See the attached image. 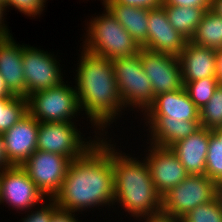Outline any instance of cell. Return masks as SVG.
<instances>
[{"instance_id": "cell-1", "label": "cell", "mask_w": 222, "mask_h": 222, "mask_svg": "<svg viewBox=\"0 0 222 222\" xmlns=\"http://www.w3.org/2000/svg\"><path fill=\"white\" fill-rule=\"evenodd\" d=\"M58 208L90 214L108 210L114 203L111 136H101L81 157L71 161L60 191L53 198ZM107 209V210H106ZM110 211V212H109Z\"/></svg>"}, {"instance_id": "cell-2", "label": "cell", "mask_w": 222, "mask_h": 222, "mask_svg": "<svg viewBox=\"0 0 222 222\" xmlns=\"http://www.w3.org/2000/svg\"><path fill=\"white\" fill-rule=\"evenodd\" d=\"M77 53L78 63L70 73L73 72L74 77L71 79H74L72 82L75 84L80 110L88 122L86 129L90 128V131L98 132L101 136L114 135V138H118L114 132L116 129L118 131L119 124L122 125L120 119L129 113L123 107L111 60L91 54L81 47ZM114 125L116 129L112 131Z\"/></svg>"}, {"instance_id": "cell-3", "label": "cell", "mask_w": 222, "mask_h": 222, "mask_svg": "<svg viewBox=\"0 0 222 222\" xmlns=\"http://www.w3.org/2000/svg\"><path fill=\"white\" fill-rule=\"evenodd\" d=\"M115 140L117 139L111 136V162L114 182L112 212L115 213V216L112 215L114 218L112 217L107 221L112 222L111 220L116 218L113 222H122L124 213L125 216L123 217L125 219L127 217L129 221L131 218L162 211V195L154 186L145 158L141 154H135L136 151L133 149H131V153H128L129 150L126 149V146L122 145L123 148H121L123 141L117 140L115 142Z\"/></svg>"}, {"instance_id": "cell-4", "label": "cell", "mask_w": 222, "mask_h": 222, "mask_svg": "<svg viewBox=\"0 0 222 222\" xmlns=\"http://www.w3.org/2000/svg\"><path fill=\"white\" fill-rule=\"evenodd\" d=\"M102 8V12H95L89 16L90 19L86 17L84 20L85 27L80 35L82 43L79 46L91 54L110 60L139 52L140 47L132 36L104 5Z\"/></svg>"}, {"instance_id": "cell-5", "label": "cell", "mask_w": 222, "mask_h": 222, "mask_svg": "<svg viewBox=\"0 0 222 222\" xmlns=\"http://www.w3.org/2000/svg\"><path fill=\"white\" fill-rule=\"evenodd\" d=\"M111 63L124 109L135 113L133 118H140L155 101L150 79L143 70L140 50L132 56L115 58Z\"/></svg>"}, {"instance_id": "cell-6", "label": "cell", "mask_w": 222, "mask_h": 222, "mask_svg": "<svg viewBox=\"0 0 222 222\" xmlns=\"http://www.w3.org/2000/svg\"><path fill=\"white\" fill-rule=\"evenodd\" d=\"M26 98L28 113L38 122L81 123L80 120L84 119L75 85L71 80L53 88L28 94Z\"/></svg>"}, {"instance_id": "cell-7", "label": "cell", "mask_w": 222, "mask_h": 222, "mask_svg": "<svg viewBox=\"0 0 222 222\" xmlns=\"http://www.w3.org/2000/svg\"><path fill=\"white\" fill-rule=\"evenodd\" d=\"M81 126L79 122H39L37 150L61 154L71 160L81 157L101 137L98 132L83 131Z\"/></svg>"}, {"instance_id": "cell-8", "label": "cell", "mask_w": 222, "mask_h": 222, "mask_svg": "<svg viewBox=\"0 0 222 222\" xmlns=\"http://www.w3.org/2000/svg\"><path fill=\"white\" fill-rule=\"evenodd\" d=\"M219 194L220 186L206 175H189L162 195V211L181 220L196 206L214 200Z\"/></svg>"}, {"instance_id": "cell-9", "label": "cell", "mask_w": 222, "mask_h": 222, "mask_svg": "<svg viewBox=\"0 0 222 222\" xmlns=\"http://www.w3.org/2000/svg\"><path fill=\"white\" fill-rule=\"evenodd\" d=\"M23 43V72L26 82V96L60 85L66 81V70L58 53ZM60 59V60H59ZM63 66V67H62ZM64 73V74H63Z\"/></svg>"}, {"instance_id": "cell-10", "label": "cell", "mask_w": 222, "mask_h": 222, "mask_svg": "<svg viewBox=\"0 0 222 222\" xmlns=\"http://www.w3.org/2000/svg\"><path fill=\"white\" fill-rule=\"evenodd\" d=\"M45 199L47 198L21 166H12L2 170L0 181L2 207L5 206L9 211L11 209L20 216V213L40 205Z\"/></svg>"}, {"instance_id": "cell-11", "label": "cell", "mask_w": 222, "mask_h": 222, "mask_svg": "<svg viewBox=\"0 0 222 222\" xmlns=\"http://www.w3.org/2000/svg\"><path fill=\"white\" fill-rule=\"evenodd\" d=\"M71 159L61 154L36 150L21 167L46 198L60 191Z\"/></svg>"}, {"instance_id": "cell-12", "label": "cell", "mask_w": 222, "mask_h": 222, "mask_svg": "<svg viewBox=\"0 0 222 222\" xmlns=\"http://www.w3.org/2000/svg\"><path fill=\"white\" fill-rule=\"evenodd\" d=\"M142 141L145 145L142 144L141 147L144 146L145 149L140 154L145 158L154 186L161 195L190 175L170 148L155 146L143 139Z\"/></svg>"}, {"instance_id": "cell-13", "label": "cell", "mask_w": 222, "mask_h": 222, "mask_svg": "<svg viewBox=\"0 0 222 222\" xmlns=\"http://www.w3.org/2000/svg\"><path fill=\"white\" fill-rule=\"evenodd\" d=\"M140 58L155 97L158 94L180 90L184 87L177 56L140 47Z\"/></svg>"}, {"instance_id": "cell-14", "label": "cell", "mask_w": 222, "mask_h": 222, "mask_svg": "<svg viewBox=\"0 0 222 222\" xmlns=\"http://www.w3.org/2000/svg\"><path fill=\"white\" fill-rule=\"evenodd\" d=\"M141 119V120H140ZM139 121H141L139 123ZM137 123L142 124L146 132L141 136L145 141L160 147L170 148L176 142L185 139L198 130L200 121L168 120L166 116H141ZM146 129V130H145Z\"/></svg>"}, {"instance_id": "cell-15", "label": "cell", "mask_w": 222, "mask_h": 222, "mask_svg": "<svg viewBox=\"0 0 222 222\" xmlns=\"http://www.w3.org/2000/svg\"><path fill=\"white\" fill-rule=\"evenodd\" d=\"M187 41L169 23L163 5L148 9L147 43L143 48L178 57Z\"/></svg>"}, {"instance_id": "cell-16", "label": "cell", "mask_w": 222, "mask_h": 222, "mask_svg": "<svg viewBox=\"0 0 222 222\" xmlns=\"http://www.w3.org/2000/svg\"><path fill=\"white\" fill-rule=\"evenodd\" d=\"M39 122L29 113L3 132L5 153L13 166H21L36 150Z\"/></svg>"}, {"instance_id": "cell-17", "label": "cell", "mask_w": 222, "mask_h": 222, "mask_svg": "<svg viewBox=\"0 0 222 222\" xmlns=\"http://www.w3.org/2000/svg\"><path fill=\"white\" fill-rule=\"evenodd\" d=\"M15 39L13 34L0 35V74L14 95L26 97L23 43L20 44Z\"/></svg>"}, {"instance_id": "cell-18", "label": "cell", "mask_w": 222, "mask_h": 222, "mask_svg": "<svg viewBox=\"0 0 222 222\" xmlns=\"http://www.w3.org/2000/svg\"><path fill=\"white\" fill-rule=\"evenodd\" d=\"M211 134L212 130L201 126L192 135L170 147L190 175H205L206 156Z\"/></svg>"}, {"instance_id": "cell-19", "label": "cell", "mask_w": 222, "mask_h": 222, "mask_svg": "<svg viewBox=\"0 0 222 222\" xmlns=\"http://www.w3.org/2000/svg\"><path fill=\"white\" fill-rule=\"evenodd\" d=\"M142 116H166L168 120L200 121V109L183 87L180 90L158 94Z\"/></svg>"}, {"instance_id": "cell-20", "label": "cell", "mask_w": 222, "mask_h": 222, "mask_svg": "<svg viewBox=\"0 0 222 222\" xmlns=\"http://www.w3.org/2000/svg\"><path fill=\"white\" fill-rule=\"evenodd\" d=\"M182 82L187 84L199 79L216 76V50L187 41L178 56Z\"/></svg>"}, {"instance_id": "cell-21", "label": "cell", "mask_w": 222, "mask_h": 222, "mask_svg": "<svg viewBox=\"0 0 222 222\" xmlns=\"http://www.w3.org/2000/svg\"><path fill=\"white\" fill-rule=\"evenodd\" d=\"M101 5L110 11L139 47L147 43L148 9L116 4L111 0H102Z\"/></svg>"}, {"instance_id": "cell-22", "label": "cell", "mask_w": 222, "mask_h": 222, "mask_svg": "<svg viewBox=\"0 0 222 222\" xmlns=\"http://www.w3.org/2000/svg\"><path fill=\"white\" fill-rule=\"evenodd\" d=\"M169 23L177 30L184 38L190 41L201 22L204 8L184 7V6H169L163 5Z\"/></svg>"}, {"instance_id": "cell-23", "label": "cell", "mask_w": 222, "mask_h": 222, "mask_svg": "<svg viewBox=\"0 0 222 222\" xmlns=\"http://www.w3.org/2000/svg\"><path fill=\"white\" fill-rule=\"evenodd\" d=\"M190 41L210 49L222 48V16L211 9L206 10Z\"/></svg>"}, {"instance_id": "cell-24", "label": "cell", "mask_w": 222, "mask_h": 222, "mask_svg": "<svg viewBox=\"0 0 222 222\" xmlns=\"http://www.w3.org/2000/svg\"><path fill=\"white\" fill-rule=\"evenodd\" d=\"M28 113L27 98L14 96L0 98V134L9 130Z\"/></svg>"}, {"instance_id": "cell-25", "label": "cell", "mask_w": 222, "mask_h": 222, "mask_svg": "<svg viewBox=\"0 0 222 222\" xmlns=\"http://www.w3.org/2000/svg\"><path fill=\"white\" fill-rule=\"evenodd\" d=\"M183 85L189 98L199 109L211 99L219 86L216 77H207Z\"/></svg>"}, {"instance_id": "cell-26", "label": "cell", "mask_w": 222, "mask_h": 222, "mask_svg": "<svg viewBox=\"0 0 222 222\" xmlns=\"http://www.w3.org/2000/svg\"><path fill=\"white\" fill-rule=\"evenodd\" d=\"M200 125L213 130L222 125V86L219 85L211 99L200 109Z\"/></svg>"}, {"instance_id": "cell-27", "label": "cell", "mask_w": 222, "mask_h": 222, "mask_svg": "<svg viewBox=\"0 0 222 222\" xmlns=\"http://www.w3.org/2000/svg\"><path fill=\"white\" fill-rule=\"evenodd\" d=\"M181 222H222V198L219 194L214 200L196 206Z\"/></svg>"}, {"instance_id": "cell-28", "label": "cell", "mask_w": 222, "mask_h": 222, "mask_svg": "<svg viewBox=\"0 0 222 222\" xmlns=\"http://www.w3.org/2000/svg\"><path fill=\"white\" fill-rule=\"evenodd\" d=\"M205 175L219 186L222 184V143L213 133L209 139Z\"/></svg>"}, {"instance_id": "cell-29", "label": "cell", "mask_w": 222, "mask_h": 222, "mask_svg": "<svg viewBox=\"0 0 222 222\" xmlns=\"http://www.w3.org/2000/svg\"><path fill=\"white\" fill-rule=\"evenodd\" d=\"M48 0H5L6 12L15 9L29 19H38L46 11Z\"/></svg>"}, {"instance_id": "cell-30", "label": "cell", "mask_w": 222, "mask_h": 222, "mask_svg": "<svg viewBox=\"0 0 222 222\" xmlns=\"http://www.w3.org/2000/svg\"><path fill=\"white\" fill-rule=\"evenodd\" d=\"M58 209V205L53 198L45 199L40 205L29 211L20 213L25 214L17 222H50L52 214Z\"/></svg>"}, {"instance_id": "cell-31", "label": "cell", "mask_w": 222, "mask_h": 222, "mask_svg": "<svg viewBox=\"0 0 222 222\" xmlns=\"http://www.w3.org/2000/svg\"><path fill=\"white\" fill-rule=\"evenodd\" d=\"M212 0H163L162 5L169 6H186L204 8L205 10L211 9Z\"/></svg>"}, {"instance_id": "cell-32", "label": "cell", "mask_w": 222, "mask_h": 222, "mask_svg": "<svg viewBox=\"0 0 222 222\" xmlns=\"http://www.w3.org/2000/svg\"><path fill=\"white\" fill-rule=\"evenodd\" d=\"M181 222L180 219H176L171 215L165 213L164 211H160L150 215H143L136 217L129 222Z\"/></svg>"}, {"instance_id": "cell-33", "label": "cell", "mask_w": 222, "mask_h": 222, "mask_svg": "<svg viewBox=\"0 0 222 222\" xmlns=\"http://www.w3.org/2000/svg\"><path fill=\"white\" fill-rule=\"evenodd\" d=\"M116 4H123L143 9H152L162 6L163 0H111Z\"/></svg>"}, {"instance_id": "cell-34", "label": "cell", "mask_w": 222, "mask_h": 222, "mask_svg": "<svg viewBox=\"0 0 222 222\" xmlns=\"http://www.w3.org/2000/svg\"><path fill=\"white\" fill-rule=\"evenodd\" d=\"M78 215H81V214L71 212V211H66V210L58 208L52 214L50 222H83L81 220L82 218L78 219L79 217H81V216H78Z\"/></svg>"}, {"instance_id": "cell-35", "label": "cell", "mask_w": 222, "mask_h": 222, "mask_svg": "<svg viewBox=\"0 0 222 222\" xmlns=\"http://www.w3.org/2000/svg\"><path fill=\"white\" fill-rule=\"evenodd\" d=\"M7 14L6 9L4 6V2L0 1V35H10L12 32L8 27L9 25L6 24L8 23L5 19H7Z\"/></svg>"}, {"instance_id": "cell-36", "label": "cell", "mask_w": 222, "mask_h": 222, "mask_svg": "<svg viewBox=\"0 0 222 222\" xmlns=\"http://www.w3.org/2000/svg\"><path fill=\"white\" fill-rule=\"evenodd\" d=\"M13 165L9 162L5 153L4 140L0 134V170L12 167Z\"/></svg>"}, {"instance_id": "cell-37", "label": "cell", "mask_w": 222, "mask_h": 222, "mask_svg": "<svg viewBox=\"0 0 222 222\" xmlns=\"http://www.w3.org/2000/svg\"><path fill=\"white\" fill-rule=\"evenodd\" d=\"M216 79L222 86V48L216 50Z\"/></svg>"}, {"instance_id": "cell-38", "label": "cell", "mask_w": 222, "mask_h": 222, "mask_svg": "<svg viewBox=\"0 0 222 222\" xmlns=\"http://www.w3.org/2000/svg\"><path fill=\"white\" fill-rule=\"evenodd\" d=\"M15 95L9 90L3 77L0 74V98L14 97Z\"/></svg>"}, {"instance_id": "cell-39", "label": "cell", "mask_w": 222, "mask_h": 222, "mask_svg": "<svg viewBox=\"0 0 222 222\" xmlns=\"http://www.w3.org/2000/svg\"><path fill=\"white\" fill-rule=\"evenodd\" d=\"M211 10H213L217 15L222 16V0H212Z\"/></svg>"}, {"instance_id": "cell-40", "label": "cell", "mask_w": 222, "mask_h": 222, "mask_svg": "<svg viewBox=\"0 0 222 222\" xmlns=\"http://www.w3.org/2000/svg\"><path fill=\"white\" fill-rule=\"evenodd\" d=\"M212 133L220 140L222 143V125L213 129Z\"/></svg>"}, {"instance_id": "cell-41", "label": "cell", "mask_w": 222, "mask_h": 222, "mask_svg": "<svg viewBox=\"0 0 222 222\" xmlns=\"http://www.w3.org/2000/svg\"><path fill=\"white\" fill-rule=\"evenodd\" d=\"M220 195H221V198H222V184L220 185Z\"/></svg>"}, {"instance_id": "cell-42", "label": "cell", "mask_w": 222, "mask_h": 222, "mask_svg": "<svg viewBox=\"0 0 222 222\" xmlns=\"http://www.w3.org/2000/svg\"><path fill=\"white\" fill-rule=\"evenodd\" d=\"M1 176H2V170H0V181H1Z\"/></svg>"}]
</instances>
